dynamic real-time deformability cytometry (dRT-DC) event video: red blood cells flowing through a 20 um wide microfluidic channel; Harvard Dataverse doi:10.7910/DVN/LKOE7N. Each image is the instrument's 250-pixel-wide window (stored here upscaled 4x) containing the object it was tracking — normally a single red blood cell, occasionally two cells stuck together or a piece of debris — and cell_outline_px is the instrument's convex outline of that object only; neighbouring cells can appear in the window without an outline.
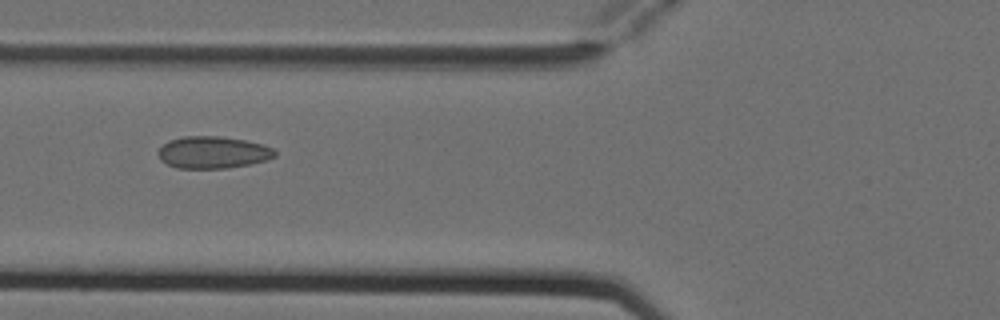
{"species": "Egyptian fruit bat (a non-hibernating species)", "species_latin": "Rousettus aegyptiacus", "temperature_condition": "cold", "stored_images_in_passage": 7, "camera_frame_rate_fps": 3000, "um_per_image_px": 0.085, "animal": {"sex": "female"}, "frame": {"image": 1, "passage_image": 5, "time_ms": 1.333, "image_size_px": [1000, 320], "cell_outline_px": [[276, 156], [268, 160], [228, 168], [176, 168], [160, 160], [156, 152], [164, 144], [172, 140], [184, 136], [220, 136], [244, 140], [264, 144], [272, 148], [276, 152]], "centroid_in_image_um": [18.11, 12.95], "position_along_channel_um": 107.7, "area_um2": 21.79}}
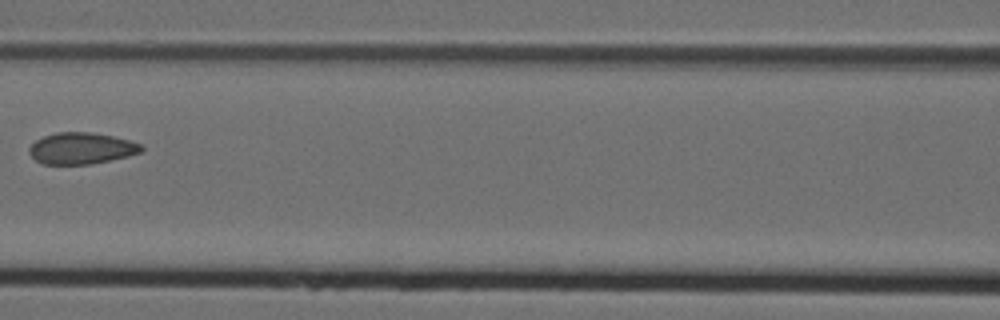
{"frame": {"image": 2, "passage_image": 6, "time_ms": 1.667, "image_size_px": [1000, 320], "cell_outline_px": [[144, 148], [140, 152], [128, 156], [88, 164], [44, 164], [36, 160], [28, 152], [28, 148], [36, 140], [44, 136], [56, 132], [88, 132], [112, 136], [144, 144]], "centroid_in_image_um": [6.91, 12.6], "position_along_channel_um": 159.7, "area_um2": 20.4}}
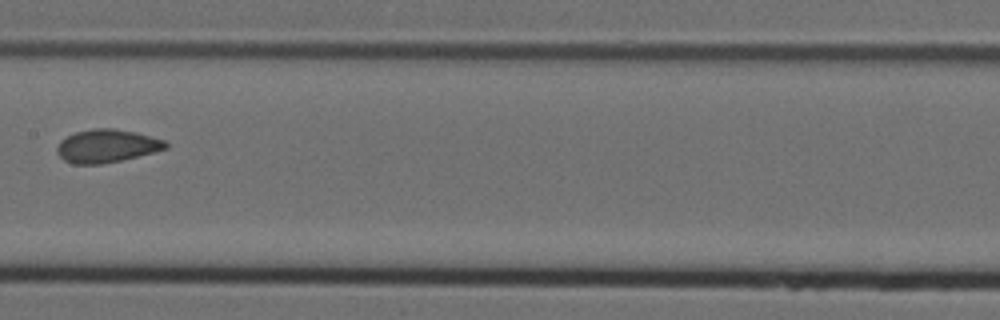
{"frame": {"image": 3, "passage_image": 7, "time_ms": 2.0, "image_size_px": [1000, 320], "cell_outline_px": [[168, 148], [120, 160], [100, 164], [72, 164], [64, 160], [56, 152], [56, 148], [60, 140], [76, 132], [92, 128], [112, 128], [136, 132], [164, 140], [168, 144]], "centroid_in_image_um": [9.04, 12.4], "position_along_channel_um": 198.4, "area_um2": 20.81}}